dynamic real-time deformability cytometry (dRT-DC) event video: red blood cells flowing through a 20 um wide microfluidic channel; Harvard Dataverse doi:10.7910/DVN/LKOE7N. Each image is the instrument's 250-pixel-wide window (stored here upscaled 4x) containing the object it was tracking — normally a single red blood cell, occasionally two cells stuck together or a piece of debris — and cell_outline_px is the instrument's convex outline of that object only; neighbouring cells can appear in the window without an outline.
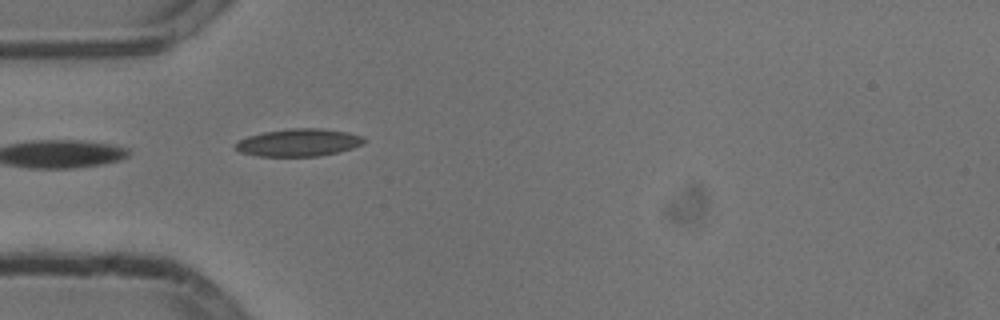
{"species": "common noctule bat (a hibernating species)", "species_latin": "Nyctalus noctula", "temperature_condition": "cold", "stored_images_in_passage": 36, "camera_frame_rate_fps": 3000, "um_per_image_px": 0.085, "animal": {"sex": "male", "body_mass_g": 13.3}, "frame": {"image": 1, "passage_image": 1, "time_ms": 0.0, "image_size_px": [1000, 320], "cell_outline_px": [[364, 140], [360, 144], [336, 152], [316, 156], [260, 156], [240, 152], [236, 148], [236, 144], [240, 140], [248, 136], [264, 132], [288, 128], [320, 128], [348, 132], [360, 136]], "centroid_in_image_um": [25.33, 12.1], "position_along_channel_um": 59.7, "area_um2": 20.11}, "authors_computed_cell_mechanics": {"area_um2": 20.1144, "velocity_mm_per_s": 3.7697, "shape_relaxation_time_tau1_ms": 3.5222, "shape_relaxation_time_tau2_ms": 1.0331, "deformation_change_tau1": 0.1024, "deformation_change_tau2": 0.0338}}